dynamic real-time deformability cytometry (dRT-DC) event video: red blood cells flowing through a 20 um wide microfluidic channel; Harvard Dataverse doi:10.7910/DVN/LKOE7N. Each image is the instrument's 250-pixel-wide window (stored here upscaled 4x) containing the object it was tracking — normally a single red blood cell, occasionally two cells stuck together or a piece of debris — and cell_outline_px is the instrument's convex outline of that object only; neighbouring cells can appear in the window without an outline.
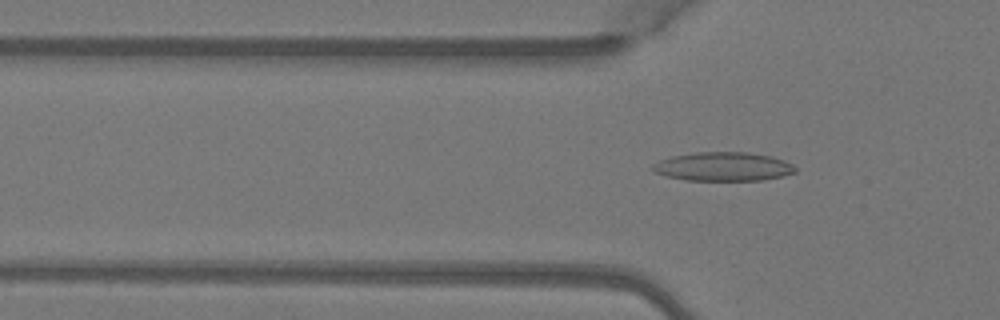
{"species": "Egyptian fruit bat (a non-hibernating species)", "species_latin": "Rousettus aegyptiacus", "temperature_condition": "warm", "stored_images_in_passage": 4, "camera_frame_rate_fps": 3000, "um_per_image_px": 0.085, "animal": {"sex": "female"}, "frame": {"image": 1, "passage_image": 4, "time_ms": 1.0, "image_size_px": [1000, 320], "cell_outline_px": [[796, 172], [784, 176], [760, 180], [688, 180], [668, 176], [656, 172], [652, 168], [652, 164], [660, 160], [672, 156], [696, 152], [744, 152], [772, 156], [784, 160], [792, 164], [796, 168]], "centroid_in_image_um": [61.5, 14.15], "position_along_channel_um": 64.3, "area_um2": 23.81}}